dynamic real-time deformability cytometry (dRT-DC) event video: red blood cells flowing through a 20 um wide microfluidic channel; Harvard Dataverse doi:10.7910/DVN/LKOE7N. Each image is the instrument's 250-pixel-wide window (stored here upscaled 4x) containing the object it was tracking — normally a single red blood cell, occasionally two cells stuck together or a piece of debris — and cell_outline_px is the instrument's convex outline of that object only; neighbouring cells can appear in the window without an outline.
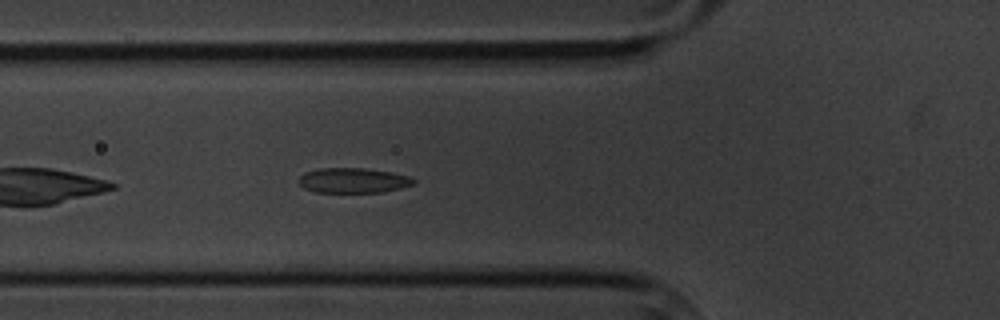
{"species": "common noctule bat (a hibernating species)", "species_latin": "Nyctalus noctula", "temperature_condition": "cold", "stored_images_in_passage": 8, "camera_frame_rate_fps": 3000, "um_per_image_px": 0.085, "animal": {"sex": "male", "body_mass_g": 20.1, "forearm_length_mm": 53.5}, "frame": {"image": 1, "passage_image": 7, "time_ms": 7.667, "image_size_px": [1000, 320], "cell_outline_px": [[416, 180], [412, 184], [400, 188], [384, 192], [316, 192], [304, 188], [296, 180], [304, 172], [320, 168], [364, 168], [392, 172], [408, 176]], "centroid_in_image_um": [29.98, 15.33], "position_along_channel_um": 95.8, "area_um2": 16.76}}